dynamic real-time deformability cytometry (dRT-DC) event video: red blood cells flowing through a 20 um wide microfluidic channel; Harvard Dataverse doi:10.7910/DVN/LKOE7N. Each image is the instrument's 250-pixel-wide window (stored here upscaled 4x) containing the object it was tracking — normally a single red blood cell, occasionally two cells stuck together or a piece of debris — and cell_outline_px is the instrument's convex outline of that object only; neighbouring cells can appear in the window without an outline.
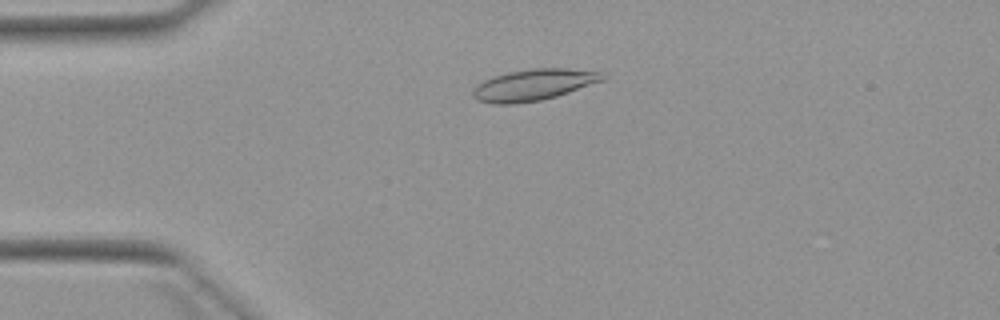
{"species": "Egyptian fruit bat (a non-hibernating species)", "species_latin": "Rousettus aegyptiacus", "temperature_condition": "warm", "stored_images_in_passage": 2, "camera_frame_rate_fps": 3000, "um_per_image_px": 0.085, "animal": {"sex": "female"}, "frame": {"image": 1, "passage_image": 1, "time_ms": 0.0, "image_size_px": [1000, 320], "cell_outline_px": [[608, 76], [604, 80], [556, 96], [540, 100], [516, 104], [492, 104], [476, 100], [472, 96], [472, 92], [476, 84], [484, 80], [508, 72], [532, 68], [568, 68], [604, 72]], "centroid_in_image_um": [45.36, 7.21], "position_along_channel_um": 39.6, "area_um2": 23.81}}